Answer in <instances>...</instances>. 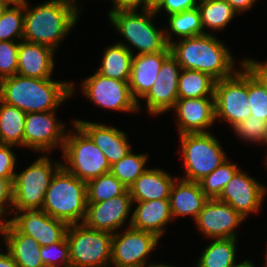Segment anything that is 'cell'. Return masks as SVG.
Here are the masks:
<instances>
[{
    "instance_id": "cell-1",
    "label": "cell",
    "mask_w": 267,
    "mask_h": 267,
    "mask_svg": "<svg viewBox=\"0 0 267 267\" xmlns=\"http://www.w3.org/2000/svg\"><path fill=\"white\" fill-rule=\"evenodd\" d=\"M79 2V0H46L30 6L28 0H24L22 40L46 45L58 51L61 43L81 19L83 5Z\"/></svg>"
},
{
    "instance_id": "cell-2",
    "label": "cell",
    "mask_w": 267,
    "mask_h": 267,
    "mask_svg": "<svg viewBox=\"0 0 267 267\" xmlns=\"http://www.w3.org/2000/svg\"><path fill=\"white\" fill-rule=\"evenodd\" d=\"M72 81L32 78L15 74L0 80V100L27 113L47 112L74 96Z\"/></svg>"
},
{
    "instance_id": "cell-3",
    "label": "cell",
    "mask_w": 267,
    "mask_h": 267,
    "mask_svg": "<svg viewBox=\"0 0 267 267\" xmlns=\"http://www.w3.org/2000/svg\"><path fill=\"white\" fill-rule=\"evenodd\" d=\"M177 41H173L169 47L171 55L182 69L197 70L219 81L232 76L242 66L243 60H239L237 66L232 51L217 34H204Z\"/></svg>"
},
{
    "instance_id": "cell-4",
    "label": "cell",
    "mask_w": 267,
    "mask_h": 267,
    "mask_svg": "<svg viewBox=\"0 0 267 267\" xmlns=\"http://www.w3.org/2000/svg\"><path fill=\"white\" fill-rule=\"evenodd\" d=\"M107 14L110 25L120 37L122 36L123 40L118 43L125 46L133 55L157 53L169 46L164 26L160 28L155 25L154 19L157 15L153 8L139 11L118 10Z\"/></svg>"
},
{
    "instance_id": "cell-5",
    "label": "cell",
    "mask_w": 267,
    "mask_h": 267,
    "mask_svg": "<svg viewBox=\"0 0 267 267\" xmlns=\"http://www.w3.org/2000/svg\"><path fill=\"white\" fill-rule=\"evenodd\" d=\"M87 184L61 166L45 193L41 211L71 224H82L87 208Z\"/></svg>"
},
{
    "instance_id": "cell-6",
    "label": "cell",
    "mask_w": 267,
    "mask_h": 267,
    "mask_svg": "<svg viewBox=\"0 0 267 267\" xmlns=\"http://www.w3.org/2000/svg\"><path fill=\"white\" fill-rule=\"evenodd\" d=\"M50 154H41L23 171L15 172L12 183V214L20 210H41L45 193L55 172L62 166Z\"/></svg>"
},
{
    "instance_id": "cell-7",
    "label": "cell",
    "mask_w": 267,
    "mask_h": 267,
    "mask_svg": "<svg viewBox=\"0 0 267 267\" xmlns=\"http://www.w3.org/2000/svg\"><path fill=\"white\" fill-rule=\"evenodd\" d=\"M178 136L180 145L177 152L181 154L184 168V175L178 177L184 180L199 182L228 158L214 132Z\"/></svg>"
},
{
    "instance_id": "cell-8",
    "label": "cell",
    "mask_w": 267,
    "mask_h": 267,
    "mask_svg": "<svg viewBox=\"0 0 267 267\" xmlns=\"http://www.w3.org/2000/svg\"><path fill=\"white\" fill-rule=\"evenodd\" d=\"M70 126L72 128H69L67 132L61 151V156L64 159H61L62 166L86 183L100 175L109 173L110 164L103 152L74 120Z\"/></svg>"
},
{
    "instance_id": "cell-9",
    "label": "cell",
    "mask_w": 267,
    "mask_h": 267,
    "mask_svg": "<svg viewBox=\"0 0 267 267\" xmlns=\"http://www.w3.org/2000/svg\"><path fill=\"white\" fill-rule=\"evenodd\" d=\"M70 267H110L113 234L71 224L66 232Z\"/></svg>"
},
{
    "instance_id": "cell-10",
    "label": "cell",
    "mask_w": 267,
    "mask_h": 267,
    "mask_svg": "<svg viewBox=\"0 0 267 267\" xmlns=\"http://www.w3.org/2000/svg\"><path fill=\"white\" fill-rule=\"evenodd\" d=\"M215 119L230 129L251 116L248 102V70L242 65L232 76L216 81Z\"/></svg>"
},
{
    "instance_id": "cell-11",
    "label": "cell",
    "mask_w": 267,
    "mask_h": 267,
    "mask_svg": "<svg viewBox=\"0 0 267 267\" xmlns=\"http://www.w3.org/2000/svg\"><path fill=\"white\" fill-rule=\"evenodd\" d=\"M80 81L81 88L77 91L96 107L122 113L139 112L128 82L105 77L96 70Z\"/></svg>"
},
{
    "instance_id": "cell-12",
    "label": "cell",
    "mask_w": 267,
    "mask_h": 267,
    "mask_svg": "<svg viewBox=\"0 0 267 267\" xmlns=\"http://www.w3.org/2000/svg\"><path fill=\"white\" fill-rule=\"evenodd\" d=\"M160 241L155 234L132 227L113 233L110 267H149Z\"/></svg>"
},
{
    "instance_id": "cell-13",
    "label": "cell",
    "mask_w": 267,
    "mask_h": 267,
    "mask_svg": "<svg viewBox=\"0 0 267 267\" xmlns=\"http://www.w3.org/2000/svg\"><path fill=\"white\" fill-rule=\"evenodd\" d=\"M56 111L26 114L24 149L40 154L62 151L67 132L65 122L57 118ZM60 149V150H59Z\"/></svg>"
},
{
    "instance_id": "cell-14",
    "label": "cell",
    "mask_w": 267,
    "mask_h": 267,
    "mask_svg": "<svg viewBox=\"0 0 267 267\" xmlns=\"http://www.w3.org/2000/svg\"><path fill=\"white\" fill-rule=\"evenodd\" d=\"M132 204L128 189L122 195L102 202H88L83 224L93 230L116 233L130 227Z\"/></svg>"
},
{
    "instance_id": "cell-15",
    "label": "cell",
    "mask_w": 267,
    "mask_h": 267,
    "mask_svg": "<svg viewBox=\"0 0 267 267\" xmlns=\"http://www.w3.org/2000/svg\"><path fill=\"white\" fill-rule=\"evenodd\" d=\"M266 195L267 185L240 169L223 188L217 199L230 204L245 219H249L252 213L260 212Z\"/></svg>"
},
{
    "instance_id": "cell-16",
    "label": "cell",
    "mask_w": 267,
    "mask_h": 267,
    "mask_svg": "<svg viewBox=\"0 0 267 267\" xmlns=\"http://www.w3.org/2000/svg\"><path fill=\"white\" fill-rule=\"evenodd\" d=\"M246 219L230 204L218 199H208L203 210L193 223L205 239L235 238L239 239L236 230Z\"/></svg>"
},
{
    "instance_id": "cell-17",
    "label": "cell",
    "mask_w": 267,
    "mask_h": 267,
    "mask_svg": "<svg viewBox=\"0 0 267 267\" xmlns=\"http://www.w3.org/2000/svg\"><path fill=\"white\" fill-rule=\"evenodd\" d=\"M181 66L170 54L162 63L155 82L149 92L141 99L146 104V111L153 117L165 114L174 107L178 100V81Z\"/></svg>"
},
{
    "instance_id": "cell-18",
    "label": "cell",
    "mask_w": 267,
    "mask_h": 267,
    "mask_svg": "<svg viewBox=\"0 0 267 267\" xmlns=\"http://www.w3.org/2000/svg\"><path fill=\"white\" fill-rule=\"evenodd\" d=\"M10 222L21 233L33 237L41 247L64 241L69 226L41 210L15 211Z\"/></svg>"
},
{
    "instance_id": "cell-19",
    "label": "cell",
    "mask_w": 267,
    "mask_h": 267,
    "mask_svg": "<svg viewBox=\"0 0 267 267\" xmlns=\"http://www.w3.org/2000/svg\"><path fill=\"white\" fill-rule=\"evenodd\" d=\"M171 110L179 135L208 133L216 123L214 97L178 98Z\"/></svg>"
},
{
    "instance_id": "cell-20",
    "label": "cell",
    "mask_w": 267,
    "mask_h": 267,
    "mask_svg": "<svg viewBox=\"0 0 267 267\" xmlns=\"http://www.w3.org/2000/svg\"><path fill=\"white\" fill-rule=\"evenodd\" d=\"M73 120L103 152L110 166L132 151L127 133L112 124L79 118Z\"/></svg>"
},
{
    "instance_id": "cell-21",
    "label": "cell",
    "mask_w": 267,
    "mask_h": 267,
    "mask_svg": "<svg viewBox=\"0 0 267 267\" xmlns=\"http://www.w3.org/2000/svg\"><path fill=\"white\" fill-rule=\"evenodd\" d=\"M56 52L46 45L19 41L17 74L39 79L53 78Z\"/></svg>"
},
{
    "instance_id": "cell-22",
    "label": "cell",
    "mask_w": 267,
    "mask_h": 267,
    "mask_svg": "<svg viewBox=\"0 0 267 267\" xmlns=\"http://www.w3.org/2000/svg\"><path fill=\"white\" fill-rule=\"evenodd\" d=\"M171 54L168 46L164 51L133 55L129 87L134 99L138 102V109H141V99L149 92L156 80L163 61Z\"/></svg>"
},
{
    "instance_id": "cell-23",
    "label": "cell",
    "mask_w": 267,
    "mask_h": 267,
    "mask_svg": "<svg viewBox=\"0 0 267 267\" xmlns=\"http://www.w3.org/2000/svg\"><path fill=\"white\" fill-rule=\"evenodd\" d=\"M169 199L133 202L130 227L150 232L162 239L166 225L173 221Z\"/></svg>"
},
{
    "instance_id": "cell-24",
    "label": "cell",
    "mask_w": 267,
    "mask_h": 267,
    "mask_svg": "<svg viewBox=\"0 0 267 267\" xmlns=\"http://www.w3.org/2000/svg\"><path fill=\"white\" fill-rule=\"evenodd\" d=\"M208 199L202 191L199 182L177 177L172 185L169 196L173 219L191 216L194 221L203 210L204 204Z\"/></svg>"
},
{
    "instance_id": "cell-25",
    "label": "cell",
    "mask_w": 267,
    "mask_h": 267,
    "mask_svg": "<svg viewBox=\"0 0 267 267\" xmlns=\"http://www.w3.org/2000/svg\"><path fill=\"white\" fill-rule=\"evenodd\" d=\"M0 240L19 267H45L40 256V244L33 237L21 233L10 221L5 223Z\"/></svg>"
},
{
    "instance_id": "cell-26",
    "label": "cell",
    "mask_w": 267,
    "mask_h": 267,
    "mask_svg": "<svg viewBox=\"0 0 267 267\" xmlns=\"http://www.w3.org/2000/svg\"><path fill=\"white\" fill-rule=\"evenodd\" d=\"M178 176L161 168H148L128 189L132 202L169 199L170 191Z\"/></svg>"
},
{
    "instance_id": "cell-27",
    "label": "cell",
    "mask_w": 267,
    "mask_h": 267,
    "mask_svg": "<svg viewBox=\"0 0 267 267\" xmlns=\"http://www.w3.org/2000/svg\"><path fill=\"white\" fill-rule=\"evenodd\" d=\"M200 256L196 259L195 267H234L237 261L238 240L235 238L209 239Z\"/></svg>"
},
{
    "instance_id": "cell-28",
    "label": "cell",
    "mask_w": 267,
    "mask_h": 267,
    "mask_svg": "<svg viewBox=\"0 0 267 267\" xmlns=\"http://www.w3.org/2000/svg\"><path fill=\"white\" fill-rule=\"evenodd\" d=\"M102 49L101 63L96 71L105 77L129 82L133 54L118 41Z\"/></svg>"
},
{
    "instance_id": "cell-29",
    "label": "cell",
    "mask_w": 267,
    "mask_h": 267,
    "mask_svg": "<svg viewBox=\"0 0 267 267\" xmlns=\"http://www.w3.org/2000/svg\"><path fill=\"white\" fill-rule=\"evenodd\" d=\"M198 9L205 34H218L238 15L226 0H199Z\"/></svg>"
},
{
    "instance_id": "cell-30",
    "label": "cell",
    "mask_w": 267,
    "mask_h": 267,
    "mask_svg": "<svg viewBox=\"0 0 267 267\" xmlns=\"http://www.w3.org/2000/svg\"><path fill=\"white\" fill-rule=\"evenodd\" d=\"M166 21L167 26H164V32L168 45L176 41L175 37L178 38L177 40H180L205 34L198 7L181 13L171 14L167 16Z\"/></svg>"
},
{
    "instance_id": "cell-31",
    "label": "cell",
    "mask_w": 267,
    "mask_h": 267,
    "mask_svg": "<svg viewBox=\"0 0 267 267\" xmlns=\"http://www.w3.org/2000/svg\"><path fill=\"white\" fill-rule=\"evenodd\" d=\"M26 113L0 100V143L24 148Z\"/></svg>"
},
{
    "instance_id": "cell-32",
    "label": "cell",
    "mask_w": 267,
    "mask_h": 267,
    "mask_svg": "<svg viewBox=\"0 0 267 267\" xmlns=\"http://www.w3.org/2000/svg\"><path fill=\"white\" fill-rule=\"evenodd\" d=\"M216 80L197 70L182 69L178 81V98L214 97Z\"/></svg>"
},
{
    "instance_id": "cell-33",
    "label": "cell",
    "mask_w": 267,
    "mask_h": 267,
    "mask_svg": "<svg viewBox=\"0 0 267 267\" xmlns=\"http://www.w3.org/2000/svg\"><path fill=\"white\" fill-rule=\"evenodd\" d=\"M149 153H135L132 149L120 161L110 166V173L113 174L127 189L145 172L149 167Z\"/></svg>"
},
{
    "instance_id": "cell-34",
    "label": "cell",
    "mask_w": 267,
    "mask_h": 267,
    "mask_svg": "<svg viewBox=\"0 0 267 267\" xmlns=\"http://www.w3.org/2000/svg\"><path fill=\"white\" fill-rule=\"evenodd\" d=\"M239 170L238 164L228 157L213 172L199 181L202 191L209 199H217L223 188Z\"/></svg>"
},
{
    "instance_id": "cell-35",
    "label": "cell",
    "mask_w": 267,
    "mask_h": 267,
    "mask_svg": "<svg viewBox=\"0 0 267 267\" xmlns=\"http://www.w3.org/2000/svg\"><path fill=\"white\" fill-rule=\"evenodd\" d=\"M87 202H102L122 195L127 188L110 172L88 181Z\"/></svg>"
},
{
    "instance_id": "cell-36",
    "label": "cell",
    "mask_w": 267,
    "mask_h": 267,
    "mask_svg": "<svg viewBox=\"0 0 267 267\" xmlns=\"http://www.w3.org/2000/svg\"><path fill=\"white\" fill-rule=\"evenodd\" d=\"M24 25V0L10 5L0 18V41H21Z\"/></svg>"
},
{
    "instance_id": "cell-37",
    "label": "cell",
    "mask_w": 267,
    "mask_h": 267,
    "mask_svg": "<svg viewBox=\"0 0 267 267\" xmlns=\"http://www.w3.org/2000/svg\"><path fill=\"white\" fill-rule=\"evenodd\" d=\"M232 130L234 131L233 134L237 136L236 138L242 140L241 142L267 147V121L249 116L235 125Z\"/></svg>"
},
{
    "instance_id": "cell-38",
    "label": "cell",
    "mask_w": 267,
    "mask_h": 267,
    "mask_svg": "<svg viewBox=\"0 0 267 267\" xmlns=\"http://www.w3.org/2000/svg\"><path fill=\"white\" fill-rule=\"evenodd\" d=\"M248 102L251 118L267 121V92L263 85L248 71Z\"/></svg>"
},
{
    "instance_id": "cell-39",
    "label": "cell",
    "mask_w": 267,
    "mask_h": 267,
    "mask_svg": "<svg viewBox=\"0 0 267 267\" xmlns=\"http://www.w3.org/2000/svg\"><path fill=\"white\" fill-rule=\"evenodd\" d=\"M40 256L45 267H70V247L67 239L42 246Z\"/></svg>"
},
{
    "instance_id": "cell-40",
    "label": "cell",
    "mask_w": 267,
    "mask_h": 267,
    "mask_svg": "<svg viewBox=\"0 0 267 267\" xmlns=\"http://www.w3.org/2000/svg\"><path fill=\"white\" fill-rule=\"evenodd\" d=\"M19 41H0V80L17 74Z\"/></svg>"
},
{
    "instance_id": "cell-41",
    "label": "cell",
    "mask_w": 267,
    "mask_h": 267,
    "mask_svg": "<svg viewBox=\"0 0 267 267\" xmlns=\"http://www.w3.org/2000/svg\"><path fill=\"white\" fill-rule=\"evenodd\" d=\"M16 146L0 143V177L14 180L17 171V155L14 151Z\"/></svg>"
},
{
    "instance_id": "cell-42",
    "label": "cell",
    "mask_w": 267,
    "mask_h": 267,
    "mask_svg": "<svg viewBox=\"0 0 267 267\" xmlns=\"http://www.w3.org/2000/svg\"><path fill=\"white\" fill-rule=\"evenodd\" d=\"M199 0H158L154 4V12L157 16L161 12L166 13L165 16L181 13L198 7Z\"/></svg>"
},
{
    "instance_id": "cell-43",
    "label": "cell",
    "mask_w": 267,
    "mask_h": 267,
    "mask_svg": "<svg viewBox=\"0 0 267 267\" xmlns=\"http://www.w3.org/2000/svg\"><path fill=\"white\" fill-rule=\"evenodd\" d=\"M12 183L13 180L0 177V219L5 223L10 221L12 216Z\"/></svg>"
},
{
    "instance_id": "cell-44",
    "label": "cell",
    "mask_w": 267,
    "mask_h": 267,
    "mask_svg": "<svg viewBox=\"0 0 267 267\" xmlns=\"http://www.w3.org/2000/svg\"><path fill=\"white\" fill-rule=\"evenodd\" d=\"M242 65L263 85L267 92V60L259 61L251 57H243Z\"/></svg>"
},
{
    "instance_id": "cell-45",
    "label": "cell",
    "mask_w": 267,
    "mask_h": 267,
    "mask_svg": "<svg viewBox=\"0 0 267 267\" xmlns=\"http://www.w3.org/2000/svg\"><path fill=\"white\" fill-rule=\"evenodd\" d=\"M153 7L151 0H118V10H145Z\"/></svg>"
},
{
    "instance_id": "cell-46",
    "label": "cell",
    "mask_w": 267,
    "mask_h": 267,
    "mask_svg": "<svg viewBox=\"0 0 267 267\" xmlns=\"http://www.w3.org/2000/svg\"><path fill=\"white\" fill-rule=\"evenodd\" d=\"M233 9L237 12V14L240 16V14H243L245 12H249L254 5H256L257 0H226ZM259 1V0H258Z\"/></svg>"
},
{
    "instance_id": "cell-47",
    "label": "cell",
    "mask_w": 267,
    "mask_h": 267,
    "mask_svg": "<svg viewBox=\"0 0 267 267\" xmlns=\"http://www.w3.org/2000/svg\"><path fill=\"white\" fill-rule=\"evenodd\" d=\"M4 250L3 252L0 253V267H19L10 253L5 249L4 245Z\"/></svg>"
},
{
    "instance_id": "cell-48",
    "label": "cell",
    "mask_w": 267,
    "mask_h": 267,
    "mask_svg": "<svg viewBox=\"0 0 267 267\" xmlns=\"http://www.w3.org/2000/svg\"><path fill=\"white\" fill-rule=\"evenodd\" d=\"M234 267H257L256 263L251 259H244L240 261L236 266Z\"/></svg>"
},
{
    "instance_id": "cell-49",
    "label": "cell",
    "mask_w": 267,
    "mask_h": 267,
    "mask_svg": "<svg viewBox=\"0 0 267 267\" xmlns=\"http://www.w3.org/2000/svg\"><path fill=\"white\" fill-rule=\"evenodd\" d=\"M10 5H11L10 3L6 2V1L0 0V18L2 17V15L4 14V12L6 11V9Z\"/></svg>"
},
{
    "instance_id": "cell-50",
    "label": "cell",
    "mask_w": 267,
    "mask_h": 267,
    "mask_svg": "<svg viewBox=\"0 0 267 267\" xmlns=\"http://www.w3.org/2000/svg\"><path fill=\"white\" fill-rule=\"evenodd\" d=\"M149 267H177L173 264H167L166 262H154L153 264H151ZM180 267V266H179Z\"/></svg>"
},
{
    "instance_id": "cell-51",
    "label": "cell",
    "mask_w": 267,
    "mask_h": 267,
    "mask_svg": "<svg viewBox=\"0 0 267 267\" xmlns=\"http://www.w3.org/2000/svg\"><path fill=\"white\" fill-rule=\"evenodd\" d=\"M108 1V0H107ZM112 4L111 8L112 9H108V12H115L118 11V0H109Z\"/></svg>"
},
{
    "instance_id": "cell-52",
    "label": "cell",
    "mask_w": 267,
    "mask_h": 267,
    "mask_svg": "<svg viewBox=\"0 0 267 267\" xmlns=\"http://www.w3.org/2000/svg\"><path fill=\"white\" fill-rule=\"evenodd\" d=\"M5 222L0 219V235L3 236Z\"/></svg>"
},
{
    "instance_id": "cell-53",
    "label": "cell",
    "mask_w": 267,
    "mask_h": 267,
    "mask_svg": "<svg viewBox=\"0 0 267 267\" xmlns=\"http://www.w3.org/2000/svg\"><path fill=\"white\" fill-rule=\"evenodd\" d=\"M265 246H267V245H265ZM265 251H266L265 255H264L265 256V260H263L265 264H263L264 265L263 267H267V247H266Z\"/></svg>"
},
{
    "instance_id": "cell-54",
    "label": "cell",
    "mask_w": 267,
    "mask_h": 267,
    "mask_svg": "<svg viewBox=\"0 0 267 267\" xmlns=\"http://www.w3.org/2000/svg\"><path fill=\"white\" fill-rule=\"evenodd\" d=\"M2 1H6L12 5V4L19 2L20 0H2Z\"/></svg>"
},
{
    "instance_id": "cell-55",
    "label": "cell",
    "mask_w": 267,
    "mask_h": 267,
    "mask_svg": "<svg viewBox=\"0 0 267 267\" xmlns=\"http://www.w3.org/2000/svg\"><path fill=\"white\" fill-rule=\"evenodd\" d=\"M267 153V152H266ZM264 160H266V161H264L263 162V165H264V169H266L267 170V154H266V157H265V159Z\"/></svg>"
},
{
    "instance_id": "cell-56",
    "label": "cell",
    "mask_w": 267,
    "mask_h": 267,
    "mask_svg": "<svg viewBox=\"0 0 267 267\" xmlns=\"http://www.w3.org/2000/svg\"><path fill=\"white\" fill-rule=\"evenodd\" d=\"M153 4H155L158 0H151Z\"/></svg>"
}]
</instances>
